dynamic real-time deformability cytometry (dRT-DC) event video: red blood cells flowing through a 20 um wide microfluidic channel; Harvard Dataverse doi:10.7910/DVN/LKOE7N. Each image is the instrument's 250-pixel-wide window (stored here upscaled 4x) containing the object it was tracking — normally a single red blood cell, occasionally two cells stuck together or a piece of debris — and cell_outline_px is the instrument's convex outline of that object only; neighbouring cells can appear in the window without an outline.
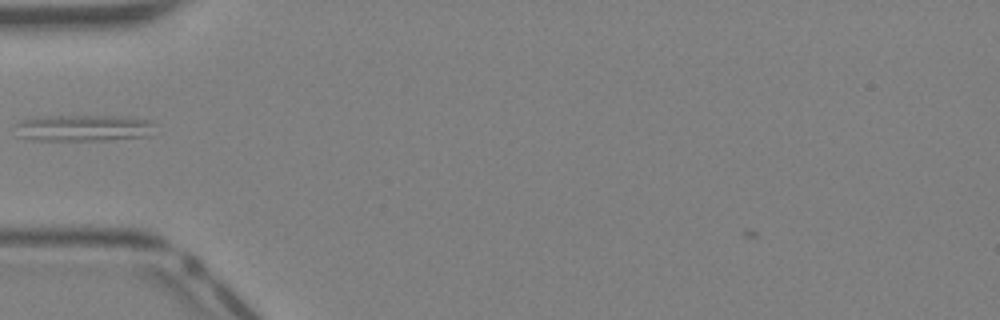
{"species": "Egyptian fruit bat (a non-hibernating species)", "species_latin": "Rousettus aegyptiacus", "temperature_condition": "warm", "stored_images_in_passage": 28, "camera_frame_rate_fps": 3000, "um_per_image_px": 0.085, "animal": {"sex": "female"}, "frame": {"image": 1, "passage_image": 1, "time_ms": 0.0, "image_size_px": [1000, 320], "cell_outline_px": [[156, 124], [148, 136], [104, 140], [32, 140], [12, 136], [16, 124], [20, 120], [36, 116], [120, 116], [156, 120]], "centroid_in_image_um": [7.02, 10.87], "position_along_channel_um": 78.0, "area_um2": 22.14}}
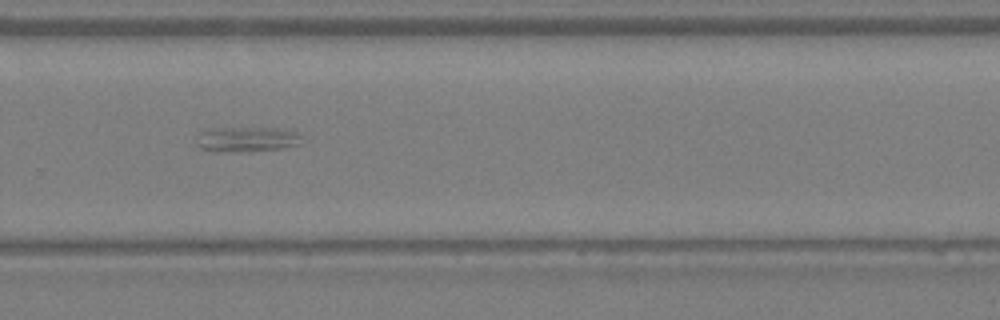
{"frame": {"image": 2, "passage_image": 15, "time_ms": 4.667, "image_size_px": [1000, 320], "cell_outline_px": [[300, 144], [284, 148], [244, 152], [216, 152], [200, 148], [196, 144], [200, 132], [216, 128], [284, 128], [296, 132]], "centroid_in_image_um": [20.95, 11.85], "position_along_channel_um": 308.8, "area_um2": 15.37}}
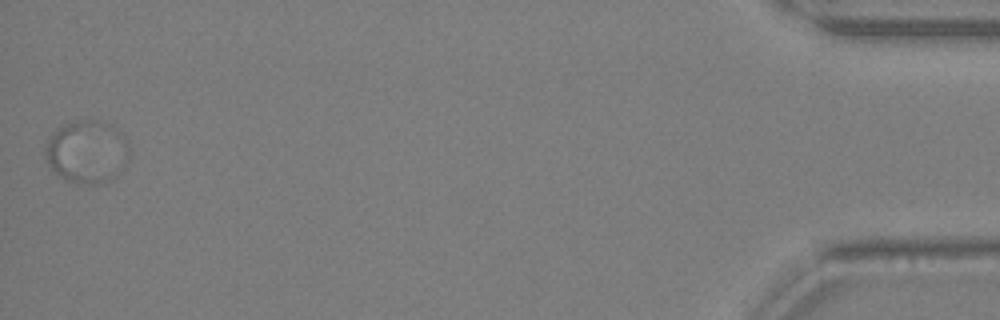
{"frame": {"image": 3, "passage_image": 28, "time_ms": 9.0, "image_size_px": [1000, 320], "cell_outline_px": [[128, 160], [124, 164], [100, 180], [92, 184], [76, 184], [64, 180], [48, 164], [44, 152], [44, 148], [48, 136], [56, 128], [64, 124], [76, 120], [96, 120], [112, 124], [124, 136], [128, 144]], "centroid_in_image_um": [7.3, 12.82], "position_along_channel_um": 427.9, "area_um2": 30.17}}